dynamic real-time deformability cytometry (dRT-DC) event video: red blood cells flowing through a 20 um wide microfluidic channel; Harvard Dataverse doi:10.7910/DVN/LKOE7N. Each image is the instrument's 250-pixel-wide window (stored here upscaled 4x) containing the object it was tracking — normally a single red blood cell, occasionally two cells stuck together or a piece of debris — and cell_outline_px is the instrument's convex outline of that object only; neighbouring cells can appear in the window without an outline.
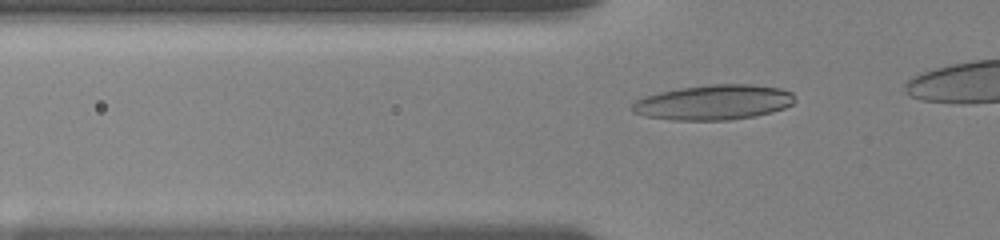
{"species": "human", "species_latin": "Homo sapiens", "temperature_condition": "room temperature", "stored_images_in_passage": 43, "camera_frame_rate_fps": 3000, "um_per_image_px": 0.085, "donor": {"sex": "female"}, "frame": {"image": 1, "passage_image": 23, "time_ms": 4.0, "image_size_px": [1000, 240], "cell_outline_px": [[796, 100], [792, 104], [784, 108], [772, 112], [756, 116], [728, 120], [672, 120], [644, 116], [632, 112], [632, 104], [636, 100], [644, 96], [660, 92], [680, 88], [712, 84], [752, 84], [780, 88], [792, 92]], "centroid_in_image_um": [60.67, 8.7], "position_along_channel_um": 65.1, "area_um2": 33.35}}
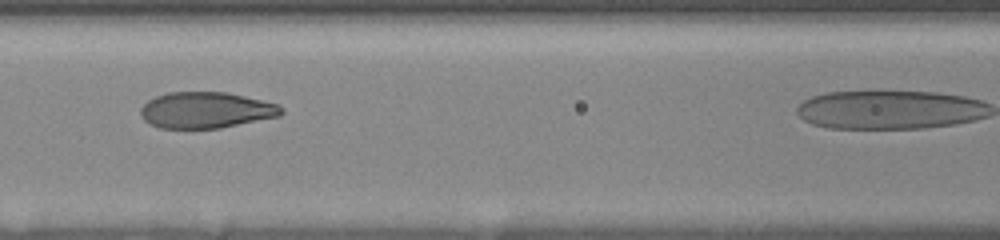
{"frame": {"image": 2, "passage_image": 38, "time_ms": 6.333, "image_size_px": [1000, 240], "cell_outline_px": [[284, 112], [280, 116], [220, 128], [160, 128], [148, 124], [140, 116], [140, 108], [148, 100], [156, 96], [168, 92], [228, 92], [280, 104], [284, 108]], "centroid_in_image_um": [17.52, 9.36], "position_along_channel_um": 149.1, "area_um2": 29.94}}
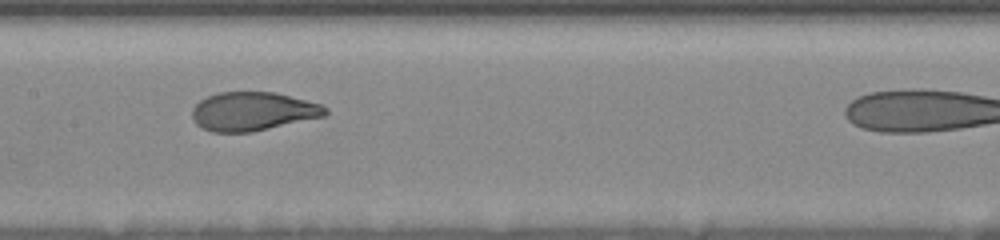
{"frame": {"image": 3, "passage_image": 42, "time_ms": 7.333, "image_size_px": [1000, 240], "cell_outline_px": [[328, 112], [324, 116], [252, 132], [212, 132], [196, 124], [192, 120], [192, 108], [200, 100], [208, 96], [220, 92], [276, 92], [320, 104], [328, 108]], "centroid_in_image_um": [21.47, 9.46], "position_along_channel_um": 185.9, "area_um2": 29.94}}